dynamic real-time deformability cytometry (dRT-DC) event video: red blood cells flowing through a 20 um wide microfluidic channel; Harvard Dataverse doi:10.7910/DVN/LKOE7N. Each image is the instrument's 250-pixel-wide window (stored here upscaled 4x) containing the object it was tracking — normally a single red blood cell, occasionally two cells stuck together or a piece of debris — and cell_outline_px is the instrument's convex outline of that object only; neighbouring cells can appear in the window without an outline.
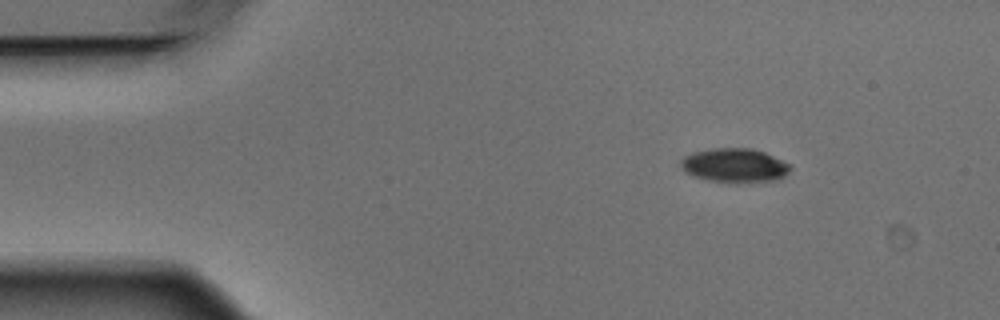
{"species": "Egyptian fruit bat (a non-hibernating species)", "species_latin": "Rousettus aegyptiacus", "temperature_condition": "warm", "stored_images_in_passage": 2, "camera_frame_rate_fps": 3000, "um_per_image_px": 0.085, "animal": {"sex": "male"}, "frame": {"image": 1, "passage_image": 1, "time_ms": 0.0, "image_size_px": [1000, 320], "cell_outline_px": [[792, 168], [780, 180], [708, 180], [684, 172], [680, 168], [680, 160], [684, 156], [696, 152], [712, 148], [752, 148], [764, 152], [792, 164]], "centroid_in_image_um": [62.45, 14.01], "position_along_channel_um": 22.6, "area_um2": 21.15}}